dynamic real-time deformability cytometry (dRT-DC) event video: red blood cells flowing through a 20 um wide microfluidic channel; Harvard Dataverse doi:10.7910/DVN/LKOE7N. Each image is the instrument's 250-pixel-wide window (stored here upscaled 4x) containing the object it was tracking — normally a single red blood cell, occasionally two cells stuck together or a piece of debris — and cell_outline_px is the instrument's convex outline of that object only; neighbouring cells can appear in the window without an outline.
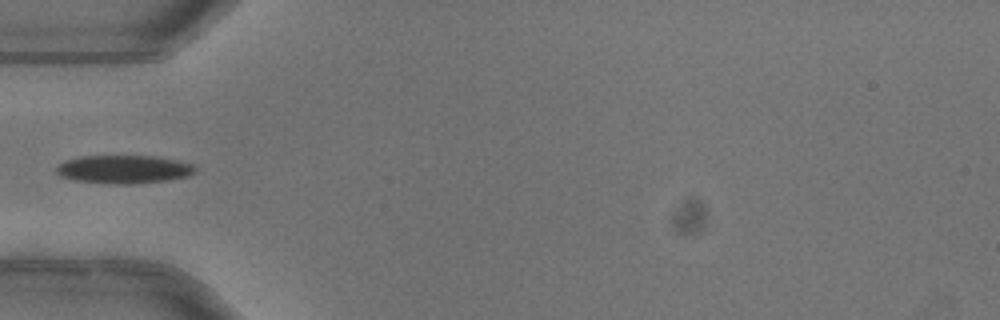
{"species": "common noctule bat (a hibernating species)", "species_latin": "Nyctalus noctula", "temperature_condition": "warm", "stored_images_in_passage": 5, "camera_frame_rate_fps": 3000, "um_per_image_px": 0.085, "animal": {"sex": "female"}, "frame": {"image": 1, "passage_image": 4, "time_ms": 1.0, "image_size_px": [1000, 320], "cell_outline_px": [[196, 172], [188, 176], [168, 180], [132, 184], [112, 184], [76, 180], [60, 176], [56, 172], [56, 168], [64, 160], [80, 156], [156, 156], [176, 160], [192, 164], [196, 168]], "centroid_in_image_um": [10.53, 14.39], "position_along_channel_um": 74.5, "area_um2": 22.89}}